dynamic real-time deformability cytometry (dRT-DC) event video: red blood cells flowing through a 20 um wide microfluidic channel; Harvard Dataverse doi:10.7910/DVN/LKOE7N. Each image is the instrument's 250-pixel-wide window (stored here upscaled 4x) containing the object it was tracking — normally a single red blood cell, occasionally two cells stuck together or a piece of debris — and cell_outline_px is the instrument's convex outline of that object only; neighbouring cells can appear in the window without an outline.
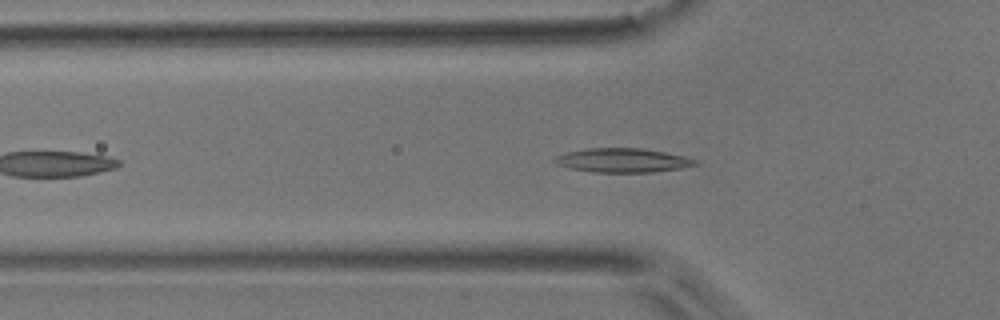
{"species": "common noctule bat (a hibernating species)", "species_latin": "Nyctalus noctula", "temperature_condition": "room temperature", "stored_images_in_passage": 35, "camera_frame_rate_fps": 3000, "um_per_image_px": 0.085, "animal": {"sex": "male", "body_mass_g": 17.9}, "frame": {"image": 1, "passage_image": 10, "time_ms": 3.0, "image_size_px": [1000, 320], "cell_outline_px": [[700, 164], [680, 168], [652, 172], [592, 172], [568, 168], [556, 164], [552, 160], [556, 156], [568, 152], [588, 148], [640, 148], [664, 152], [684, 156], [696, 160]], "centroid_in_image_um": [52.9, 13.63], "position_along_channel_um": 72.9, "area_um2": 19.65}}
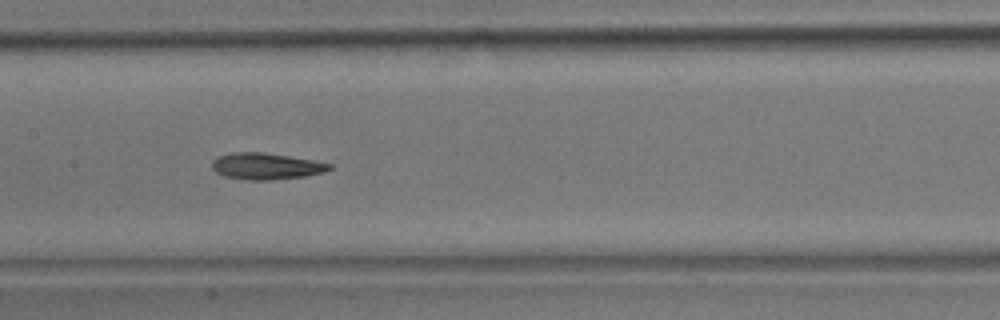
{"frame": {"image": 2, "passage_image": 19, "time_ms": 6.0, "image_size_px": [1000, 320], "cell_outline_px": [[332, 168], [324, 172], [304, 176], [272, 180], [244, 180], [224, 176], [216, 172], [212, 168], [212, 160], [220, 156], [232, 152], [264, 152], [312, 160], [332, 164]], "centroid_in_image_um": [22.6, 14.13], "position_along_channel_um": 184.8, "area_um2": 18.09}}
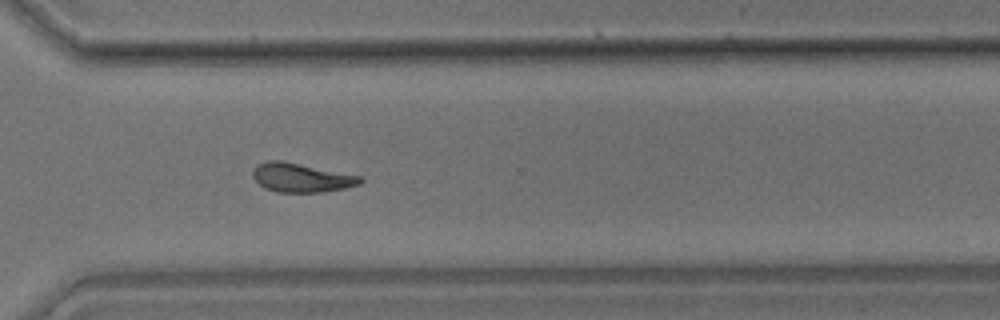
{"frame": {"image": 3, "passage_image": 32, "time_ms": 10.333, "image_size_px": [1000, 320], "cell_outline_px": [[364, 180], [360, 184], [344, 188], [320, 192], [276, 192], [264, 188], [252, 176], [252, 172], [260, 164], [268, 160], [280, 160], [364, 176]], "centroid_in_image_um": [25.66, 15.1], "position_along_channel_um": 344.9, "area_um2": 18.09}, "authors_computed_cell_mechanics": {"area_um2": 17.9758, "velocity_mm_per_s": 3.7067, "shape_relaxation_time_tau1_ms": 7.7343, "shape_relaxation_time_tau2_ms": 4.3743, "deformation_change_tau1": 0.1783, "deformation_change_tau2": 0.1225}}